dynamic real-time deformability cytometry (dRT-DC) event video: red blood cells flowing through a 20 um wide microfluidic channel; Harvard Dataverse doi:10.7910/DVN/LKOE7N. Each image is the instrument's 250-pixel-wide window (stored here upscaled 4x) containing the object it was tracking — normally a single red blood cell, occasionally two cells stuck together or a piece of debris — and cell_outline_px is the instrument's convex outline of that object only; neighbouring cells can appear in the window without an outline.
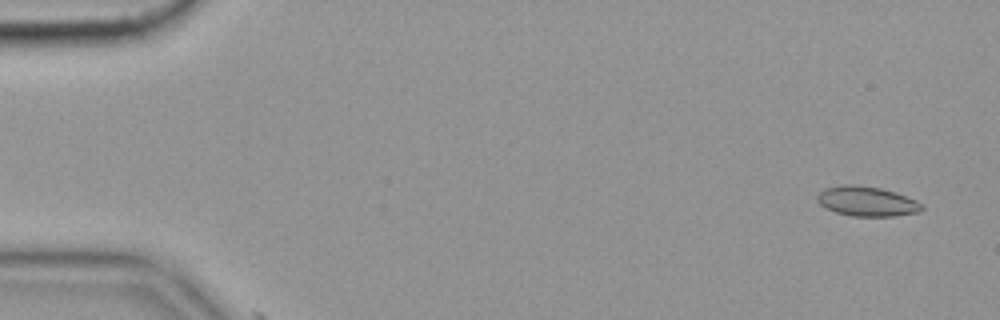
{"species": "common noctule bat (a hibernating species)", "species_latin": "Nyctalus noctula", "temperature_condition": "cold", "stored_images_in_passage": 4, "camera_frame_rate_fps": 3000, "um_per_image_px": 0.085, "animal": {"sex": "female", "body_mass_g": 19.9}, "frame": {"image": 1, "passage_image": 3, "time_ms": 0.667, "image_size_px": [1000, 320], "cell_outline_px": [[924, 208], [920, 212], [892, 216], [852, 216], [836, 212], [820, 204], [816, 200], [816, 196], [824, 188], [840, 184], [852, 184], [880, 188], [916, 200], [924, 204]], "centroid_in_image_um": [73.67, 17.11], "position_along_channel_um": 11.3, "area_um2": 18.09}}